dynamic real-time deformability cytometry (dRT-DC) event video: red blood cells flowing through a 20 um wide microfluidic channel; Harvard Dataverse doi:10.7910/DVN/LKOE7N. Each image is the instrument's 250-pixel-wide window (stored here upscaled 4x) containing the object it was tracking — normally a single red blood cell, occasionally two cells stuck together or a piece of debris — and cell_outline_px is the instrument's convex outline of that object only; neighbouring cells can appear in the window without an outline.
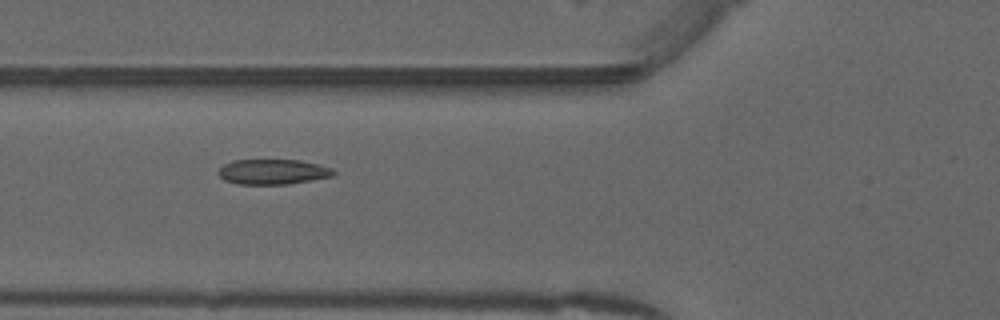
{"species": "common noctule bat (a hibernating species)", "species_latin": "Nyctalus noctula", "temperature_condition": "warm", "stored_images_in_passage": 44, "camera_frame_rate_fps": 3000, "um_per_image_px": 0.085, "animal": {"sex": "male", "forearm_length_mm": 52.5}, "frame": {"image": 1, "passage_image": 13, "time_ms": 4.0, "image_size_px": [1000, 320], "cell_outline_px": [[336, 172], [332, 176], [312, 180], [288, 184], [236, 184], [224, 180], [220, 176], [220, 168], [224, 164], [232, 160], [300, 160], [320, 164], [332, 168]], "centroid_in_image_um": [23.22, 14.6], "position_along_channel_um": 102.6, "area_um2": 16.88}}
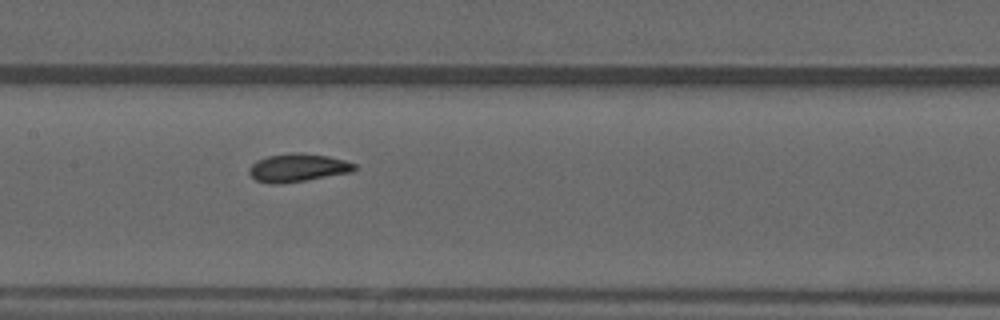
{"frame": {"image": 2, "passage_image": 19, "time_ms": 6.0, "image_size_px": [1000, 320], "cell_outline_px": [[356, 168], [352, 172], [280, 184], [268, 184], [256, 180], [248, 172], [248, 168], [256, 160], [268, 156], [292, 152], [300, 152], [328, 156], [344, 160], [356, 164]], "centroid_in_image_um": [25.28, 14.25], "position_along_channel_um": 182.1, "area_um2": 17.28}}